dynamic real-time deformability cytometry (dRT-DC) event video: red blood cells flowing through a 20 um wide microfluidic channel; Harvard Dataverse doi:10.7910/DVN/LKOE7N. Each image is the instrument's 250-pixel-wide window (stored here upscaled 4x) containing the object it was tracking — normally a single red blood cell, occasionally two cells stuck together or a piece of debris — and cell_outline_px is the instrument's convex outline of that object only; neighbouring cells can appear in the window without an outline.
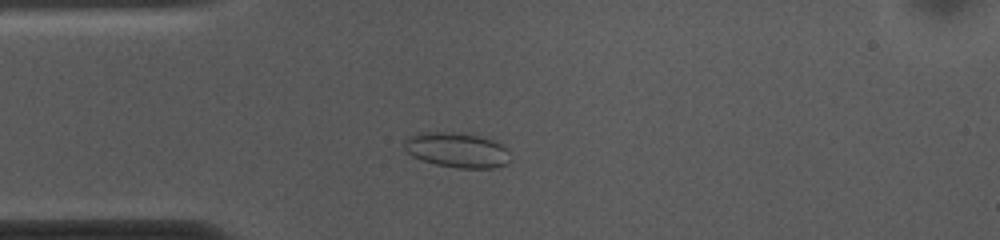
{"species": "common noctule bat (a hibernating species)", "species_latin": "Nyctalus noctula", "temperature_condition": "cold", "stored_images_in_passage": 50, "camera_frame_rate_fps": 3000, "um_per_image_px": 0.085, "animal": {"sex": "female", "body_mass_g": 10.0, "forearm_length_mm": 53.1}, "frame": {"image": 1, "passage_image": 9, "time_ms": 2.667, "image_size_px": [1000, 240], "cell_outline_px": [[512, 160], [508, 164], [496, 168], [456, 168], [436, 164], [412, 156], [404, 148], [404, 140], [408, 136], [420, 132], [456, 132], [480, 136], [492, 140], [508, 148]], "centroid_in_image_um": [38.89, 12.75], "position_along_channel_um": 46.1, "area_um2": 21.91}}
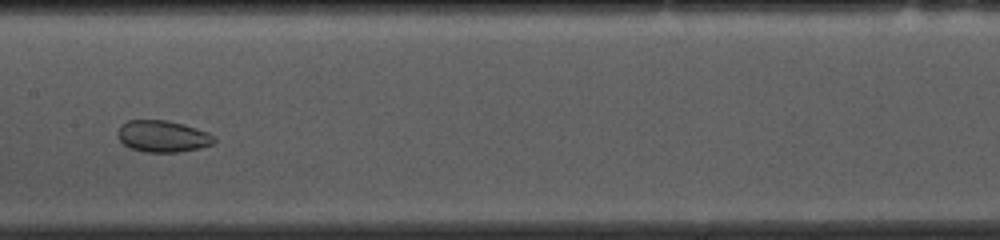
{"frame": {"image": 2, "passage_image": 22, "time_ms": 7.0, "image_size_px": [1000, 240], "cell_outline_px": [[216, 140], [212, 144], [200, 148], [176, 152], [144, 152], [132, 148], [124, 144], [116, 136], [116, 132], [120, 124], [128, 120], [168, 120], [184, 124], [208, 132], [216, 136]], "centroid_in_image_um": [13.82, 11.57], "position_along_channel_um": 193.6, "area_um2": 17.98}}
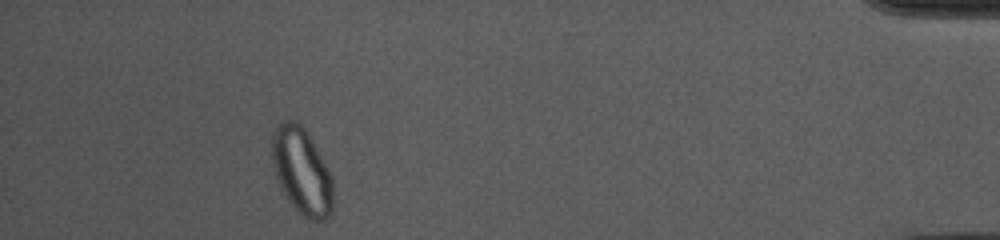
{"frame": {"image": 3, "passage_image": 45, "time_ms": 14.667, "image_size_px": [1000, 240], "cell_outline_px": [[332, 212], [324, 220], [312, 220], [300, 216], [288, 200], [280, 188], [276, 176], [272, 160], [272, 132], [280, 120], [296, 120], [304, 128], [328, 168], [332, 176]], "centroid_in_image_um": [25.63, 14.55], "position_along_channel_um": 409.6, "area_um2": 30.87}}